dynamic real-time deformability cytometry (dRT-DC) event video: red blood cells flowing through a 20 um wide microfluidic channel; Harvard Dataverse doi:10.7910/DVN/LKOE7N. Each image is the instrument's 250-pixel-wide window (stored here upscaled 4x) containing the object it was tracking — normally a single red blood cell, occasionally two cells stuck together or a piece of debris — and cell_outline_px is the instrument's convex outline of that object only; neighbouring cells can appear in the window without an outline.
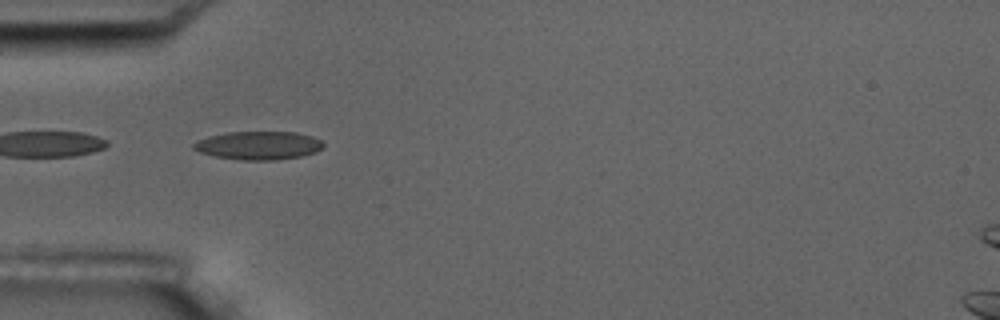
{"species": "common noctule bat (a hibernating species)", "species_latin": "Nyctalus noctula", "temperature_condition": "room temperature", "stored_images_in_passage": 5, "camera_frame_rate_fps": 3000, "um_per_image_px": 0.085, "animal": {"sex": "male", "body_mass_g": 17.5, "forearm_length_mm": 52.3}, "frame": {"image": 1, "passage_image": 4, "time_ms": 4.667, "image_size_px": [1000, 320], "cell_outline_px": [[324, 144], [316, 152], [300, 156], [272, 160], [240, 160], [216, 156], [200, 152], [192, 148], [192, 144], [196, 140], [208, 136], [228, 132], [296, 132], [312, 136], [320, 140]], "centroid_in_image_um": [21.94, 12.35], "position_along_channel_um": 63.1, "area_um2": 21.33}}